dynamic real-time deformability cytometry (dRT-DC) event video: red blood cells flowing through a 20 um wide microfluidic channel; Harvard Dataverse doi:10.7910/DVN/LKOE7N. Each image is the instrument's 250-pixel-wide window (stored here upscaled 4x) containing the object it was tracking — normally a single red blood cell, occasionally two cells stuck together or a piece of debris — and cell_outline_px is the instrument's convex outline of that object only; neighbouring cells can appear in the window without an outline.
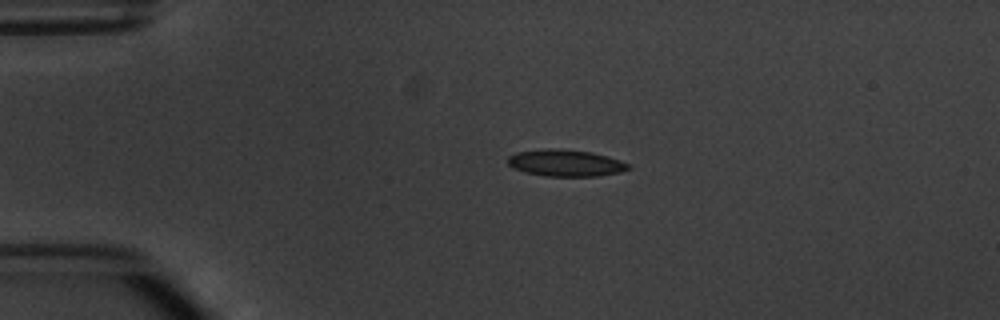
{"species": "common noctule bat (a hibernating species)", "species_latin": "Nyctalus noctula", "temperature_condition": "warm", "stored_images_in_passage": 3, "camera_frame_rate_fps": 3000, "um_per_image_px": 0.085, "animal": {"sex": "male", "body_mass_g": 20.1, "forearm_length_mm": 53.5}, "frame": {"image": 1, "passage_image": 2, "time_ms": 1.333, "image_size_px": [1000, 320], "cell_outline_px": [[632, 168], [620, 172], [600, 176], [544, 176], [524, 172], [512, 168], [508, 164], [508, 156], [516, 152], [544, 148], [560, 148], [592, 152], [608, 156], [620, 160], [628, 164]], "centroid_in_image_um": [48.06, 13.85], "position_along_channel_um": 36.9, "area_um2": 19.07}}